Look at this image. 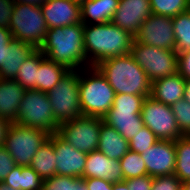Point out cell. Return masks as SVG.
I'll return each mask as SVG.
<instances>
[{"label": "cell", "mask_w": 190, "mask_h": 190, "mask_svg": "<svg viewBox=\"0 0 190 190\" xmlns=\"http://www.w3.org/2000/svg\"><path fill=\"white\" fill-rule=\"evenodd\" d=\"M39 50L50 60L69 70L87 67L84 48V24L48 29Z\"/></svg>", "instance_id": "obj_1"}, {"label": "cell", "mask_w": 190, "mask_h": 190, "mask_svg": "<svg viewBox=\"0 0 190 190\" xmlns=\"http://www.w3.org/2000/svg\"><path fill=\"white\" fill-rule=\"evenodd\" d=\"M134 36L112 21L84 25V48L88 66L130 53Z\"/></svg>", "instance_id": "obj_2"}, {"label": "cell", "mask_w": 190, "mask_h": 190, "mask_svg": "<svg viewBox=\"0 0 190 190\" xmlns=\"http://www.w3.org/2000/svg\"><path fill=\"white\" fill-rule=\"evenodd\" d=\"M96 67L116 94L151 96L152 82L130 53L103 60Z\"/></svg>", "instance_id": "obj_3"}, {"label": "cell", "mask_w": 190, "mask_h": 190, "mask_svg": "<svg viewBox=\"0 0 190 190\" xmlns=\"http://www.w3.org/2000/svg\"><path fill=\"white\" fill-rule=\"evenodd\" d=\"M79 93L83 115L97 118H103L108 113L116 95L96 66L80 69Z\"/></svg>", "instance_id": "obj_4"}, {"label": "cell", "mask_w": 190, "mask_h": 190, "mask_svg": "<svg viewBox=\"0 0 190 190\" xmlns=\"http://www.w3.org/2000/svg\"><path fill=\"white\" fill-rule=\"evenodd\" d=\"M79 80L80 70H69L47 93L54 118L59 125L83 116L80 107Z\"/></svg>", "instance_id": "obj_5"}, {"label": "cell", "mask_w": 190, "mask_h": 190, "mask_svg": "<svg viewBox=\"0 0 190 190\" xmlns=\"http://www.w3.org/2000/svg\"><path fill=\"white\" fill-rule=\"evenodd\" d=\"M49 136L48 132L40 128L11 122L6 131L4 146L13 158L15 165L30 166L32 158Z\"/></svg>", "instance_id": "obj_6"}, {"label": "cell", "mask_w": 190, "mask_h": 190, "mask_svg": "<svg viewBox=\"0 0 190 190\" xmlns=\"http://www.w3.org/2000/svg\"><path fill=\"white\" fill-rule=\"evenodd\" d=\"M15 122L22 126L40 128L49 134H55L59 129L48 94L37 89H25Z\"/></svg>", "instance_id": "obj_7"}, {"label": "cell", "mask_w": 190, "mask_h": 190, "mask_svg": "<svg viewBox=\"0 0 190 190\" xmlns=\"http://www.w3.org/2000/svg\"><path fill=\"white\" fill-rule=\"evenodd\" d=\"M9 30L13 38L27 42L39 49L48 31L41 7L15 3Z\"/></svg>", "instance_id": "obj_8"}, {"label": "cell", "mask_w": 190, "mask_h": 190, "mask_svg": "<svg viewBox=\"0 0 190 190\" xmlns=\"http://www.w3.org/2000/svg\"><path fill=\"white\" fill-rule=\"evenodd\" d=\"M130 54L151 82L178 73V54L175 50L156 48L134 40Z\"/></svg>", "instance_id": "obj_9"}, {"label": "cell", "mask_w": 190, "mask_h": 190, "mask_svg": "<svg viewBox=\"0 0 190 190\" xmlns=\"http://www.w3.org/2000/svg\"><path fill=\"white\" fill-rule=\"evenodd\" d=\"M102 118L77 117L59 125L57 134L75 149L90 153L98 149Z\"/></svg>", "instance_id": "obj_10"}, {"label": "cell", "mask_w": 190, "mask_h": 190, "mask_svg": "<svg viewBox=\"0 0 190 190\" xmlns=\"http://www.w3.org/2000/svg\"><path fill=\"white\" fill-rule=\"evenodd\" d=\"M141 118L144 126L154 133L158 140L176 141L182 137L171 106L151 96H147L144 100Z\"/></svg>", "instance_id": "obj_11"}, {"label": "cell", "mask_w": 190, "mask_h": 190, "mask_svg": "<svg viewBox=\"0 0 190 190\" xmlns=\"http://www.w3.org/2000/svg\"><path fill=\"white\" fill-rule=\"evenodd\" d=\"M136 42L145 45L175 50V39L172 17L152 14L140 26L134 36Z\"/></svg>", "instance_id": "obj_12"}, {"label": "cell", "mask_w": 190, "mask_h": 190, "mask_svg": "<svg viewBox=\"0 0 190 190\" xmlns=\"http://www.w3.org/2000/svg\"><path fill=\"white\" fill-rule=\"evenodd\" d=\"M49 139L55 151L56 175L83 178L87 153L75 149L57 133L50 134Z\"/></svg>", "instance_id": "obj_13"}, {"label": "cell", "mask_w": 190, "mask_h": 190, "mask_svg": "<svg viewBox=\"0 0 190 190\" xmlns=\"http://www.w3.org/2000/svg\"><path fill=\"white\" fill-rule=\"evenodd\" d=\"M140 155L145 162L147 175L156 177L175 173V141L159 140Z\"/></svg>", "instance_id": "obj_14"}, {"label": "cell", "mask_w": 190, "mask_h": 190, "mask_svg": "<svg viewBox=\"0 0 190 190\" xmlns=\"http://www.w3.org/2000/svg\"><path fill=\"white\" fill-rule=\"evenodd\" d=\"M152 15L150 0H119L112 22L135 36L141 24Z\"/></svg>", "instance_id": "obj_15"}, {"label": "cell", "mask_w": 190, "mask_h": 190, "mask_svg": "<svg viewBox=\"0 0 190 190\" xmlns=\"http://www.w3.org/2000/svg\"><path fill=\"white\" fill-rule=\"evenodd\" d=\"M40 7L48 29L82 23L80 5L70 0H47Z\"/></svg>", "instance_id": "obj_16"}, {"label": "cell", "mask_w": 190, "mask_h": 190, "mask_svg": "<svg viewBox=\"0 0 190 190\" xmlns=\"http://www.w3.org/2000/svg\"><path fill=\"white\" fill-rule=\"evenodd\" d=\"M83 178L105 179L112 183L124 181L119 160L110 159L98 149L87 153Z\"/></svg>", "instance_id": "obj_17"}, {"label": "cell", "mask_w": 190, "mask_h": 190, "mask_svg": "<svg viewBox=\"0 0 190 190\" xmlns=\"http://www.w3.org/2000/svg\"><path fill=\"white\" fill-rule=\"evenodd\" d=\"M24 94L25 88L16 80L0 79V117L15 122Z\"/></svg>", "instance_id": "obj_18"}, {"label": "cell", "mask_w": 190, "mask_h": 190, "mask_svg": "<svg viewBox=\"0 0 190 190\" xmlns=\"http://www.w3.org/2000/svg\"><path fill=\"white\" fill-rule=\"evenodd\" d=\"M186 79L179 73L152 82L151 97L168 106L184 98Z\"/></svg>", "instance_id": "obj_19"}, {"label": "cell", "mask_w": 190, "mask_h": 190, "mask_svg": "<svg viewBox=\"0 0 190 190\" xmlns=\"http://www.w3.org/2000/svg\"><path fill=\"white\" fill-rule=\"evenodd\" d=\"M102 119L128 141L144 127L141 111L109 110Z\"/></svg>", "instance_id": "obj_20"}, {"label": "cell", "mask_w": 190, "mask_h": 190, "mask_svg": "<svg viewBox=\"0 0 190 190\" xmlns=\"http://www.w3.org/2000/svg\"><path fill=\"white\" fill-rule=\"evenodd\" d=\"M36 48L18 39L12 38L6 49L5 65L0 70V79H14L23 61Z\"/></svg>", "instance_id": "obj_21"}, {"label": "cell", "mask_w": 190, "mask_h": 190, "mask_svg": "<svg viewBox=\"0 0 190 190\" xmlns=\"http://www.w3.org/2000/svg\"><path fill=\"white\" fill-rule=\"evenodd\" d=\"M119 0H87L81 9V22L84 25L111 22Z\"/></svg>", "instance_id": "obj_22"}, {"label": "cell", "mask_w": 190, "mask_h": 190, "mask_svg": "<svg viewBox=\"0 0 190 190\" xmlns=\"http://www.w3.org/2000/svg\"><path fill=\"white\" fill-rule=\"evenodd\" d=\"M98 150L110 159L120 160L129 151V141L115 128L103 122L100 128Z\"/></svg>", "instance_id": "obj_23"}, {"label": "cell", "mask_w": 190, "mask_h": 190, "mask_svg": "<svg viewBox=\"0 0 190 190\" xmlns=\"http://www.w3.org/2000/svg\"><path fill=\"white\" fill-rule=\"evenodd\" d=\"M69 71L64 65L45 57L37 70V90L48 93Z\"/></svg>", "instance_id": "obj_24"}, {"label": "cell", "mask_w": 190, "mask_h": 190, "mask_svg": "<svg viewBox=\"0 0 190 190\" xmlns=\"http://www.w3.org/2000/svg\"><path fill=\"white\" fill-rule=\"evenodd\" d=\"M16 190H41L43 179L30 167L15 165L3 181Z\"/></svg>", "instance_id": "obj_25"}, {"label": "cell", "mask_w": 190, "mask_h": 190, "mask_svg": "<svg viewBox=\"0 0 190 190\" xmlns=\"http://www.w3.org/2000/svg\"><path fill=\"white\" fill-rule=\"evenodd\" d=\"M30 167L44 180L56 175L55 151L48 138L32 158Z\"/></svg>", "instance_id": "obj_26"}, {"label": "cell", "mask_w": 190, "mask_h": 190, "mask_svg": "<svg viewBox=\"0 0 190 190\" xmlns=\"http://www.w3.org/2000/svg\"><path fill=\"white\" fill-rule=\"evenodd\" d=\"M45 57L39 49H35L23 61L14 80L25 89H37V70Z\"/></svg>", "instance_id": "obj_27"}, {"label": "cell", "mask_w": 190, "mask_h": 190, "mask_svg": "<svg viewBox=\"0 0 190 190\" xmlns=\"http://www.w3.org/2000/svg\"><path fill=\"white\" fill-rule=\"evenodd\" d=\"M175 175L181 181L190 180V136H182L175 141Z\"/></svg>", "instance_id": "obj_28"}, {"label": "cell", "mask_w": 190, "mask_h": 190, "mask_svg": "<svg viewBox=\"0 0 190 190\" xmlns=\"http://www.w3.org/2000/svg\"><path fill=\"white\" fill-rule=\"evenodd\" d=\"M175 51L177 54L190 50V10L172 17Z\"/></svg>", "instance_id": "obj_29"}, {"label": "cell", "mask_w": 190, "mask_h": 190, "mask_svg": "<svg viewBox=\"0 0 190 190\" xmlns=\"http://www.w3.org/2000/svg\"><path fill=\"white\" fill-rule=\"evenodd\" d=\"M124 180L147 175L146 165L141 155L129 150L120 160Z\"/></svg>", "instance_id": "obj_30"}, {"label": "cell", "mask_w": 190, "mask_h": 190, "mask_svg": "<svg viewBox=\"0 0 190 190\" xmlns=\"http://www.w3.org/2000/svg\"><path fill=\"white\" fill-rule=\"evenodd\" d=\"M152 14L175 17L190 10V0H150Z\"/></svg>", "instance_id": "obj_31"}, {"label": "cell", "mask_w": 190, "mask_h": 190, "mask_svg": "<svg viewBox=\"0 0 190 190\" xmlns=\"http://www.w3.org/2000/svg\"><path fill=\"white\" fill-rule=\"evenodd\" d=\"M182 136H190V103L181 99L171 106Z\"/></svg>", "instance_id": "obj_32"}, {"label": "cell", "mask_w": 190, "mask_h": 190, "mask_svg": "<svg viewBox=\"0 0 190 190\" xmlns=\"http://www.w3.org/2000/svg\"><path fill=\"white\" fill-rule=\"evenodd\" d=\"M147 96L116 94L110 110L141 111Z\"/></svg>", "instance_id": "obj_33"}, {"label": "cell", "mask_w": 190, "mask_h": 190, "mask_svg": "<svg viewBox=\"0 0 190 190\" xmlns=\"http://www.w3.org/2000/svg\"><path fill=\"white\" fill-rule=\"evenodd\" d=\"M158 141L156 135L144 126L139 133L129 140V150L142 154Z\"/></svg>", "instance_id": "obj_34"}, {"label": "cell", "mask_w": 190, "mask_h": 190, "mask_svg": "<svg viewBox=\"0 0 190 190\" xmlns=\"http://www.w3.org/2000/svg\"><path fill=\"white\" fill-rule=\"evenodd\" d=\"M41 190H76V177L54 175L43 180Z\"/></svg>", "instance_id": "obj_35"}, {"label": "cell", "mask_w": 190, "mask_h": 190, "mask_svg": "<svg viewBox=\"0 0 190 190\" xmlns=\"http://www.w3.org/2000/svg\"><path fill=\"white\" fill-rule=\"evenodd\" d=\"M182 182L175 174L156 176L152 180V190H181Z\"/></svg>", "instance_id": "obj_36"}, {"label": "cell", "mask_w": 190, "mask_h": 190, "mask_svg": "<svg viewBox=\"0 0 190 190\" xmlns=\"http://www.w3.org/2000/svg\"><path fill=\"white\" fill-rule=\"evenodd\" d=\"M15 163L4 145L0 146V182H3L7 175L14 168Z\"/></svg>", "instance_id": "obj_37"}, {"label": "cell", "mask_w": 190, "mask_h": 190, "mask_svg": "<svg viewBox=\"0 0 190 190\" xmlns=\"http://www.w3.org/2000/svg\"><path fill=\"white\" fill-rule=\"evenodd\" d=\"M13 0H0V27L9 29V23L14 11Z\"/></svg>", "instance_id": "obj_38"}, {"label": "cell", "mask_w": 190, "mask_h": 190, "mask_svg": "<svg viewBox=\"0 0 190 190\" xmlns=\"http://www.w3.org/2000/svg\"><path fill=\"white\" fill-rule=\"evenodd\" d=\"M153 177L149 175L124 180L129 190H152Z\"/></svg>", "instance_id": "obj_39"}, {"label": "cell", "mask_w": 190, "mask_h": 190, "mask_svg": "<svg viewBox=\"0 0 190 190\" xmlns=\"http://www.w3.org/2000/svg\"><path fill=\"white\" fill-rule=\"evenodd\" d=\"M178 65V73L186 80H190V50L178 54Z\"/></svg>", "instance_id": "obj_40"}, {"label": "cell", "mask_w": 190, "mask_h": 190, "mask_svg": "<svg viewBox=\"0 0 190 190\" xmlns=\"http://www.w3.org/2000/svg\"><path fill=\"white\" fill-rule=\"evenodd\" d=\"M85 182L88 190H113V183L105 179L87 178Z\"/></svg>", "instance_id": "obj_41"}, {"label": "cell", "mask_w": 190, "mask_h": 190, "mask_svg": "<svg viewBox=\"0 0 190 190\" xmlns=\"http://www.w3.org/2000/svg\"><path fill=\"white\" fill-rule=\"evenodd\" d=\"M13 36L9 29L0 27V51H5Z\"/></svg>", "instance_id": "obj_42"}, {"label": "cell", "mask_w": 190, "mask_h": 190, "mask_svg": "<svg viewBox=\"0 0 190 190\" xmlns=\"http://www.w3.org/2000/svg\"><path fill=\"white\" fill-rule=\"evenodd\" d=\"M10 122L5 118L0 117V146L4 145L6 131Z\"/></svg>", "instance_id": "obj_43"}, {"label": "cell", "mask_w": 190, "mask_h": 190, "mask_svg": "<svg viewBox=\"0 0 190 190\" xmlns=\"http://www.w3.org/2000/svg\"><path fill=\"white\" fill-rule=\"evenodd\" d=\"M14 3H25V4H30L34 6H41L44 4L47 0H13Z\"/></svg>", "instance_id": "obj_44"}, {"label": "cell", "mask_w": 190, "mask_h": 190, "mask_svg": "<svg viewBox=\"0 0 190 190\" xmlns=\"http://www.w3.org/2000/svg\"><path fill=\"white\" fill-rule=\"evenodd\" d=\"M76 190H88L85 178L76 177Z\"/></svg>", "instance_id": "obj_45"}, {"label": "cell", "mask_w": 190, "mask_h": 190, "mask_svg": "<svg viewBox=\"0 0 190 190\" xmlns=\"http://www.w3.org/2000/svg\"><path fill=\"white\" fill-rule=\"evenodd\" d=\"M183 99L187 100L190 103V80H186Z\"/></svg>", "instance_id": "obj_46"}, {"label": "cell", "mask_w": 190, "mask_h": 190, "mask_svg": "<svg viewBox=\"0 0 190 190\" xmlns=\"http://www.w3.org/2000/svg\"><path fill=\"white\" fill-rule=\"evenodd\" d=\"M113 190H129L127 184L123 182L113 183Z\"/></svg>", "instance_id": "obj_47"}, {"label": "cell", "mask_w": 190, "mask_h": 190, "mask_svg": "<svg viewBox=\"0 0 190 190\" xmlns=\"http://www.w3.org/2000/svg\"><path fill=\"white\" fill-rule=\"evenodd\" d=\"M6 50L0 51V70L2 65H5Z\"/></svg>", "instance_id": "obj_48"}, {"label": "cell", "mask_w": 190, "mask_h": 190, "mask_svg": "<svg viewBox=\"0 0 190 190\" xmlns=\"http://www.w3.org/2000/svg\"><path fill=\"white\" fill-rule=\"evenodd\" d=\"M181 190H190V180L182 182Z\"/></svg>", "instance_id": "obj_49"}, {"label": "cell", "mask_w": 190, "mask_h": 190, "mask_svg": "<svg viewBox=\"0 0 190 190\" xmlns=\"http://www.w3.org/2000/svg\"><path fill=\"white\" fill-rule=\"evenodd\" d=\"M0 190H16V189H13L12 187L5 184L4 182H0Z\"/></svg>", "instance_id": "obj_50"}, {"label": "cell", "mask_w": 190, "mask_h": 190, "mask_svg": "<svg viewBox=\"0 0 190 190\" xmlns=\"http://www.w3.org/2000/svg\"><path fill=\"white\" fill-rule=\"evenodd\" d=\"M70 1L81 6V5H83L87 0H70Z\"/></svg>", "instance_id": "obj_51"}]
</instances>
